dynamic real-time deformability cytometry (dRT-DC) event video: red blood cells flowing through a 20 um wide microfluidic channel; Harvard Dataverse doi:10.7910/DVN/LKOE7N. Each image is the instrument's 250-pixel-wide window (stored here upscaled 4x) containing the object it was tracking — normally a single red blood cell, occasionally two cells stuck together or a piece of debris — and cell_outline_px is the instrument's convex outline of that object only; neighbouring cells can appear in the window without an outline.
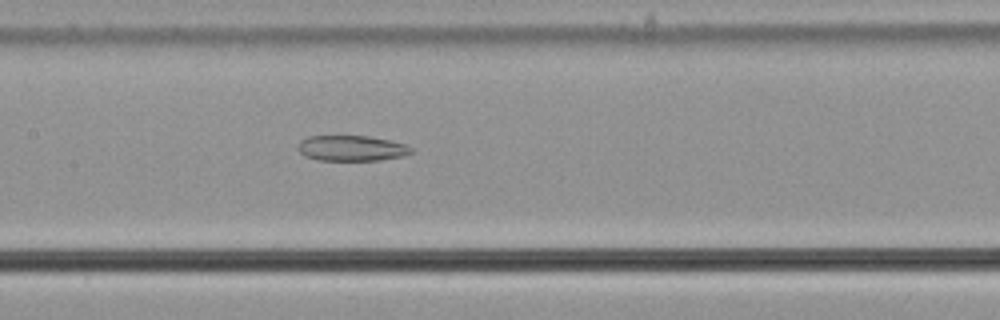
{"species": "common noctule bat (a hibernating species)", "species_latin": "Nyctalus noctula", "temperature_condition": "cold", "stored_images_in_passage": 54, "camera_frame_rate_fps": 3000, "um_per_image_px": 0.085, "animal": {"sex": "male", "body_mass_g": 21.5, "forearm_length_mm": 52.0}, "frame": {"image": 1, "passage_image": 25, "time_ms": 8.0, "image_size_px": [1000, 320], "cell_outline_px": [[412, 152], [404, 156], [380, 160], [316, 160], [304, 156], [300, 152], [296, 144], [300, 140], [308, 136], [368, 136], [388, 140], [404, 144], [412, 148]], "centroid_in_image_um": [29.84, 12.6], "position_along_channel_um": 177.6, "area_um2": 16.88}}
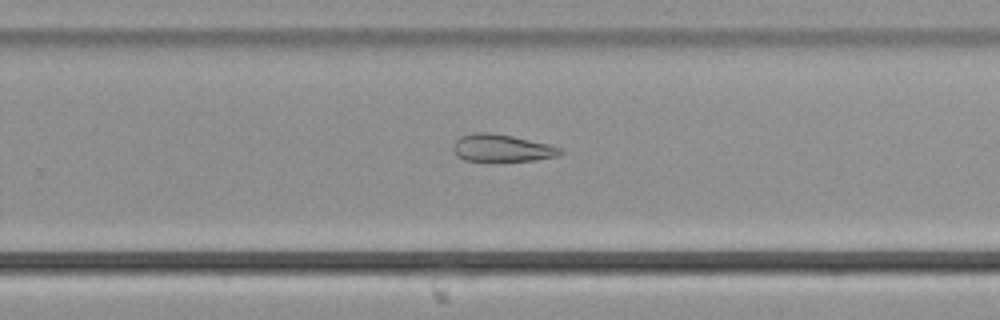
{"frame": {"image": 2, "passage_image": 34, "time_ms": 11.0, "image_size_px": [1000, 320], "cell_outline_px": [[564, 152], [556, 156], [536, 160], [492, 164], [464, 160], [456, 156], [452, 148], [452, 144], [460, 136], [472, 132], [492, 132], [512, 136], [548, 144], [560, 148]], "centroid_in_image_um": [42.58, 12.63], "position_along_channel_um": 287.2, "area_um2": 17.98}}
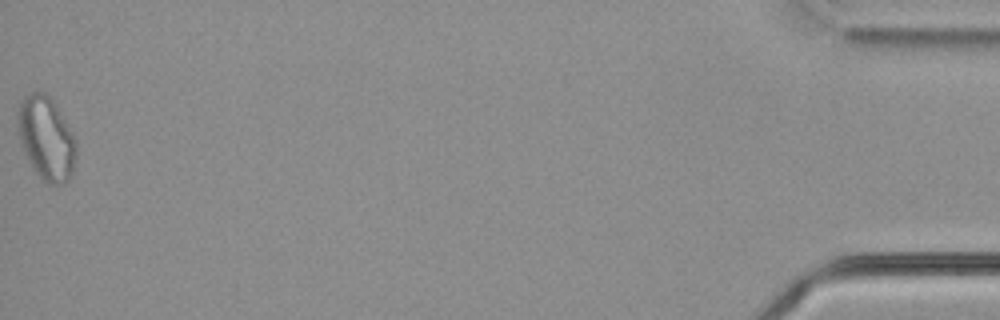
{"frame": {"image": 3, "passage_image": 54, "time_ms": 17.667, "image_size_px": [1000, 320], "cell_outline_px": [[76, 156], [72, 176], [64, 184], [48, 184], [36, 172], [20, 140], [20, 100], [28, 92], [48, 92], [56, 104], [72, 132], [76, 140]], "centroid_in_image_um": [4.0, 11.73], "position_along_channel_um": 431.2, "area_um2": 27.86}}